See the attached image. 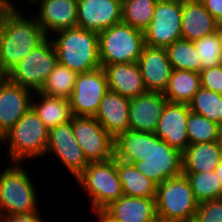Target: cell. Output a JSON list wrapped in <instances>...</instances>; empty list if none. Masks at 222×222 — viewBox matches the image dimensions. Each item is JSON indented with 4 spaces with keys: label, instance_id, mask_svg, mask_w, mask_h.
Instances as JSON below:
<instances>
[{
    "label": "cell",
    "instance_id": "12",
    "mask_svg": "<svg viewBox=\"0 0 222 222\" xmlns=\"http://www.w3.org/2000/svg\"><path fill=\"white\" fill-rule=\"evenodd\" d=\"M109 91L103 67L78 73L74 90L69 97L73 116L95 117L103 96Z\"/></svg>",
    "mask_w": 222,
    "mask_h": 222
},
{
    "label": "cell",
    "instance_id": "43",
    "mask_svg": "<svg viewBox=\"0 0 222 222\" xmlns=\"http://www.w3.org/2000/svg\"><path fill=\"white\" fill-rule=\"evenodd\" d=\"M216 36L218 39V43L221 46L222 49V23H218L217 28H216Z\"/></svg>",
    "mask_w": 222,
    "mask_h": 222
},
{
    "label": "cell",
    "instance_id": "31",
    "mask_svg": "<svg viewBox=\"0 0 222 222\" xmlns=\"http://www.w3.org/2000/svg\"><path fill=\"white\" fill-rule=\"evenodd\" d=\"M56 157L57 161H60L61 167H64L70 172L69 174L76 179L84 169L89 165V162L85 158L83 150L79 144L67 145V146H47L46 157Z\"/></svg>",
    "mask_w": 222,
    "mask_h": 222
},
{
    "label": "cell",
    "instance_id": "29",
    "mask_svg": "<svg viewBox=\"0 0 222 222\" xmlns=\"http://www.w3.org/2000/svg\"><path fill=\"white\" fill-rule=\"evenodd\" d=\"M157 0H122V22L145 31L153 19Z\"/></svg>",
    "mask_w": 222,
    "mask_h": 222
},
{
    "label": "cell",
    "instance_id": "3",
    "mask_svg": "<svg viewBox=\"0 0 222 222\" xmlns=\"http://www.w3.org/2000/svg\"><path fill=\"white\" fill-rule=\"evenodd\" d=\"M24 166L23 163H10L2 169L0 167L1 220L8 216L41 211L38 191Z\"/></svg>",
    "mask_w": 222,
    "mask_h": 222
},
{
    "label": "cell",
    "instance_id": "42",
    "mask_svg": "<svg viewBox=\"0 0 222 222\" xmlns=\"http://www.w3.org/2000/svg\"><path fill=\"white\" fill-rule=\"evenodd\" d=\"M15 2L12 0H0V16L4 14Z\"/></svg>",
    "mask_w": 222,
    "mask_h": 222
},
{
    "label": "cell",
    "instance_id": "46",
    "mask_svg": "<svg viewBox=\"0 0 222 222\" xmlns=\"http://www.w3.org/2000/svg\"><path fill=\"white\" fill-rule=\"evenodd\" d=\"M220 143H221V146H222V131H221V136H220Z\"/></svg>",
    "mask_w": 222,
    "mask_h": 222
},
{
    "label": "cell",
    "instance_id": "38",
    "mask_svg": "<svg viewBox=\"0 0 222 222\" xmlns=\"http://www.w3.org/2000/svg\"><path fill=\"white\" fill-rule=\"evenodd\" d=\"M201 87L222 95V64L199 72Z\"/></svg>",
    "mask_w": 222,
    "mask_h": 222
},
{
    "label": "cell",
    "instance_id": "23",
    "mask_svg": "<svg viewBox=\"0 0 222 222\" xmlns=\"http://www.w3.org/2000/svg\"><path fill=\"white\" fill-rule=\"evenodd\" d=\"M221 159L220 141L188 145L183 152V173L215 171Z\"/></svg>",
    "mask_w": 222,
    "mask_h": 222
},
{
    "label": "cell",
    "instance_id": "19",
    "mask_svg": "<svg viewBox=\"0 0 222 222\" xmlns=\"http://www.w3.org/2000/svg\"><path fill=\"white\" fill-rule=\"evenodd\" d=\"M129 106L130 99L110 90L100 102L95 118L114 139L129 130Z\"/></svg>",
    "mask_w": 222,
    "mask_h": 222
},
{
    "label": "cell",
    "instance_id": "25",
    "mask_svg": "<svg viewBox=\"0 0 222 222\" xmlns=\"http://www.w3.org/2000/svg\"><path fill=\"white\" fill-rule=\"evenodd\" d=\"M117 172L123 195L156 199L157 185L137 170L132 163L117 159Z\"/></svg>",
    "mask_w": 222,
    "mask_h": 222
},
{
    "label": "cell",
    "instance_id": "22",
    "mask_svg": "<svg viewBox=\"0 0 222 222\" xmlns=\"http://www.w3.org/2000/svg\"><path fill=\"white\" fill-rule=\"evenodd\" d=\"M217 25L200 0H182V39L193 42L215 33Z\"/></svg>",
    "mask_w": 222,
    "mask_h": 222
},
{
    "label": "cell",
    "instance_id": "44",
    "mask_svg": "<svg viewBox=\"0 0 222 222\" xmlns=\"http://www.w3.org/2000/svg\"><path fill=\"white\" fill-rule=\"evenodd\" d=\"M215 172L217 173L218 178L222 184V159L219 162L218 166L216 167Z\"/></svg>",
    "mask_w": 222,
    "mask_h": 222
},
{
    "label": "cell",
    "instance_id": "41",
    "mask_svg": "<svg viewBox=\"0 0 222 222\" xmlns=\"http://www.w3.org/2000/svg\"><path fill=\"white\" fill-rule=\"evenodd\" d=\"M92 213L95 214V217H97V222H115L113 221L107 214H105L103 211H92Z\"/></svg>",
    "mask_w": 222,
    "mask_h": 222
},
{
    "label": "cell",
    "instance_id": "14",
    "mask_svg": "<svg viewBox=\"0 0 222 222\" xmlns=\"http://www.w3.org/2000/svg\"><path fill=\"white\" fill-rule=\"evenodd\" d=\"M122 22V0H77V27L100 33Z\"/></svg>",
    "mask_w": 222,
    "mask_h": 222
},
{
    "label": "cell",
    "instance_id": "28",
    "mask_svg": "<svg viewBox=\"0 0 222 222\" xmlns=\"http://www.w3.org/2000/svg\"><path fill=\"white\" fill-rule=\"evenodd\" d=\"M165 49L173 69L201 71L200 56L192 41L180 39Z\"/></svg>",
    "mask_w": 222,
    "mask_h": 222
},
{
    "label": "cell",
    "instance_id": "16",
    "mask_svg": "<svg viewBox=\"0 0 222 222\" xmlns=\"http://www.w3.org/2000/svg\"><path fill=\"white\" fill-rule=\"evenodd\" d=\"M190 113L189 104L166 102L155 135L169 146L182 153L189 145L187 119Z\"/></svg>",
    "mask_w": 222,
    "mask_h": 222
},
{
    "label": "cell",
    "instance_id": "24",
    "mask_svg": "<svg viewBox=\"0 0 222 222\" xmlns=\"http://www.w3.org/2000/svg\"><path fill=\"white\" fill-rule=\"evenodd\" d=\"M31 108L48 129L71 121L73 115L69 99L45 96L34 92Z\"/></svg>",
    "mask_w": 222,
    "mask_h": 222
},
{
    "label": "cell",
    "instance_id": "7",
    "mask_svg": "<svg viewBox=\"0 0 222 222\" xmlns=\"http://www.w3.org/2000/svg\"><path fill=\"white\" fill-rule=\"evenodd\" d=\"M198 204L185 175L169 178L157 186L156 212L159 222H192Z\"/></svg>",
    "mask_w": 222,
    "mask_h": 222
},
{
    "label": "cell",
    "instance_id": "32",
    "mask_svg": "<svg viewBox=\"0 0 222 222\" xmlns=\"http://www.w3.org/2000/svg\"><path fill=\"white\" fill-rule=\"evenodd\" d=\"M222 127L205 116L190 111L187 119L189 145L220 141Z\"/></svg>",
    "mask_w": 222,
    "mask_h": 222
},
{
    "label": "cell",
    "instance_id": "9",
    "mask_svg": "<svg viewBox=\"0 0 222 222\" xmlns=\"http://www.w3.org/2000/svg\"><path fill=\"white\" fill-rule=\"evenodd\" d=\"M57 63V53L53 41L47 37L5 76L15 84L33 92H39Z\"/></svg>",
    "mask_w": 222,
    "mask_h": 222
},
{
    "label": "cell",
    "instance_id": "15",
    "mask_svg": "<svg viewBox=\"0 0 222 222\" xmlns=\"http://www.w3.org/2000/svg\"><path fill=\"white\" fill-rule=\"evenodd\" d=\"M34 92L11 82L6 76L0 79V135L3 137L31 108Z\"/></svg>",
    "mask_w": 222,
    "mask_h": 222
},
{
    "label": "cell",
    "instance_id": "10",
    "mask_svg": "<svg viewBox=\"0 0 222 222\" xmlns=\"http://www.w3.org/2000/svg\"><path fill=\"white\" fill-rule=\"evenodd\" d=\"M182 0H157L153 19L144 31L145 45L166 48L182 39Z\"/></svg>",
    "mask_w": 222,
    "mask_h": 222
},
{
    "label": "cell",
    "instance_id": "4",
    "mask_svg": "<svg viewBox=\"0 0 222 222\" xmlns=\"http://www.w3.org/2000/svg\"><path fill=\"white\" fill-rule=\"evenodd\" d=\"M48 134L49 129L30 108L2 137V143L7 148L4 150L7 152L8 163L27 164L26 161L45 158Z\"/></svg>",
    "mask_w": 222,
    "mask_h": 222
},
{
    "label": "cell",
    "instance_id": "11",
    "mask_svg": "<svg viewBox=\"0 0 222 222\" xmlns=\"http://www.w3.org/2000/svg\"><path fill=\"white\" fill-rule=\"evenodd\" d=\"M72 129L88 162H103L115 157V139L95 117L73 116Z\"/></svg>",
    "mask_w": 222,
    "mask_h": 222
},
{
    "label": "cell",
    "instance_id": "47",
    "mask_svg": "<svg viewBox=\"0 0 222 222\" xmlns=\"http://www.w3.org/2000/svg\"><path fill=\"white\" fill-rule=\"evenodd\" d=\"M4 75L0 72V79L3 77Z\"/></svg>",
    "mask_w": 222,
    "mask_h": 222
},
{
    "label": "cell",
    "instance_id": "2",
    "mask_svg": "<svg viewBox=\"0 0 222 222\" xmlns=\"http://www.w3.org/2000/svg\"><path fill=\"white\" fill-rule=\"evenodd\" d=\"M50 38L58 62L77 73L90 72L101 66L98 33L74 27L54 33Z\"/></svg>",
    "mask_w": 222,
    "mask_h": 222
},
{
    "label": "cell",
    "instance_id": "1",
    "mask_svg": "<svg viewBox=\"0 0 222 222\" xmlns=\"http://www.w3.org/2000/svg\"><path fill=\"white\" fill-rule=\"evenodd\" d=\"M21 8L15 1L0 16V72L4 76L47 38L34 14H25Z\"/></svg>",
    "mask_w": 222,
    "mask_h": 222
},
{
    "label": "cell",
    "instance_id": "36",
    "mask_svg": "<svg viewBox=\"0 0 222 222\" xmlns=\"http://www.w3.org/2000/svg\"><path fill=\"white\" fill-rule=\"evenodd\" d=\"M192 222H222V198L199 203Z\"/></svg>",
    "mask_w": 222,
    "mask_h": 222
},
{
    "label": "cell",
    "instance_id": "33",
    "mask_svg": "<svg viewBox=\"0 0 222 222\" xmlns=\"http://www.w3.org/2000/svg\"><path fill=\"white\" fill-rule=\"evenodd\" d=\"M145 148V132L128 130L115 139V157L127 163L141 161Z\"/></svg>",
    "mask_w": 222,
    "mask_h": 222
},
{
    "label": "cell",
    "instance_id": "17",
    "mask_svg": "<svg viewBox=\"0 0 222 222\" xmlns=\"http://www.w3.org/2000/svg\"><path fill=\"white\" fill-rule=\"evenodd\" d=\"M137 63L147 92L163 93L173 71L166 49L145 45Z\"/></svg>",
    "mask_w": 222,
    "mask_h": 222
},
{
    "label": "cell",
    "instance_id": "45",
    "mask_svg": "<svg viewBox=\"0 0 222 222\" xmlns=\"http://www.w3.org/2000/svg\"><path fill=\"white\" fill-rule=\"evenodd\" d=\"M3 143H2V137H1V135H0V149H2L3 148V145H2Z\"/></svg>",
    "mask_w": 222,
    "mask_h": 222
},
{
    "label": "cell",
    "instance_id": "34",
    "mask_svg": "<svg viewBox=\"0 0 222 222\" xmlns=\"http://www.w3.org/2000/svg\"><path fill=\"white\" fill-rule=\"evenodd\" d=\"M190 111L205 116L222 127V95L200 88L189 103Z\"/></svg>",
    "mask_w": 222,
    "mask_h": 222
},
{
    "label": "cell",
    "instance_id": "8",
    "mask_svg": "<svg viewBox=\"0 0 222 222\" xmlns=\"http://www.w3.org/2000/svg\"><path fill=\"white\" fill-rule=\"evenodd\" d=\"M132 164L157 186L169 178L183 175V153L155 133L145 132L144 154L140 162Z\"/></svg>",
    "mask_w": 222,
    "mask_h": 222
},
{
    "label": "cell",
    "instance_id": "21",
    "mask_svg": "<svg viewBox=\"0 0 222 222\" xmlns=\"http://www.w3.org/2000/svg\"><path fill=\"white\" fill-rule=\"evenodd\" d=\"M108 88L128 99L147 92L138 63H114L104 68Z\"/></svg>",
    "mask_w": 222,
    "mask_h": 222
},
{
    "label": "cell",
    "instance_id": "39",
    "mask_svg": "<svg viewBox=\"0 0 222 222\" xmlns=\"http://www.w3.org/2000/svg\"><path fill=\"white\" fill-rule=\"evenodd\" d=\"M5 222H46L41 212H30L8 216L3 219Z\"/></svg>",
    "mask_w": 222,
    "mask_h": 222
},
{
    "label": "cell",
    "instance_id": "18",
    "mask_svg": "<svg viewBox=\"0 0 222 222\" xmlns=\"http://www.w3.org/2000/svg\"><path fill=\"white\" fill-rule=\"evenodd\" d=\"M167 99L163 93L146 92L130 99L129 130L154 133Z\"/></svg>",
    "mask_w": 222,
    "mask_h": 222
},
{
    "label": "cell",
    "instance_id": "20",
    "mask_svg": "<svg viewBox=\"0 0 222 222\" xmlns=\"http://www.w3.org/2000/svg\"><path fill=\"white\" fill-rule=\"evenodd\" d=\"M103 212L115 222H159L156 199L123 195Z\"/></svg>",
    "mask_w": 222,
    "mask_h": 222
},
{
    "label": "cell",
    "instance_id": "27",
    "mask_svg": "<svg viewBox=\"0 0 222 222\" xmlns=\"http://www.w3.org/2000/svg\"><path fill=\"white\" fill-rule=\"evenodd\" d=\"M77 76V72L58 62L39 93L45 96L69 99L74 90Z\"/></svg>",
    "mask_w": 222,
    "mask_h": 222
},
{
    "label": "cell",
    "instance_id": "40",
    "mask_svg": "<svg viewBox=\"0 0 222 222\" xmlns=\"http://www.w3.org/2000/svg\"><path fill=\"white\" fill-rule=\"evenodd\" d=\"M205 9L215 18L218 23H222V0H200Z\"/></svg>",
    "mask_w": 222,
    "mask_h": 222
},
{
    "label": "cell",
    "instance_id": "6",
    "mask_svg": "<svg viewBox=\"0 0 222 222\" xmlns=\"http://www.w3.org/2000/svg\"><path fill=\"white\" fill-rule=\"evenodd\" d=\"M145 46L144 32L123 22L98 34L101 66L114 63H136Z\"/></svg>",
    "mask_w": 222,
    "mask_h": 222
},
{
    "label": "cell",
    "instance_id": "35",
    "mask_svg": "<svg viewBox=\"0 0 222 222\" xmlns=\"http://www.w3.org/2000/svg\"><path fill=\"white\" fill-rule=\"evenodd\" d=\"M193 44L200 56L201 70L222 64V49L216 32L193 41Z\"/></svg>",
    "mask_w": 222,
    "mask_h": 222
},
{
    "label": "cell",
    "instance_id": "30",
    "mask_svg": "<svg viewBox=\"0 0 222 222\" xmlns=\"http://www.w3.org/2000/svg\"><path fill=\"white\" fill-rule=\"evenodd\" d=\"M189 180L194 197L198 203L222 198V184L215 171L183 173Z\"/></svg>",
    "mask_w": 222,
    "mask_h": 222
},
{
    "label": "cell",
    "instance_id": "26",
    "mask_svg": "<svg viewBox=\"0 0 222 222\" xmlns=\"http://www.w3.org/2000/svg\"><path fill=\"white\" fill-rule=\"evenodd\" d=\"M200 88L198 72L173 69L163 95L168 102L189 104Z\"/></svg>",
    "mask_w": 222,
    "mask_h": 222
},
{
    "label": "cell",
    "instance_id": "37",
    "mask_svg": "<svg viewBox=\"0 0 222 222\" xmlns=\"http://www.w3.org/2000/svg\"><path fill=\"white\" fill-rule=\"evenodd\" d=\"M78 144L70 122L49 129L47 146H67Z\"/></svg>",
    "mask_w": 222,
    "mask_h": 222
},
{
    "label": "cell",
    "instance_id": "13",
    "mask_svg": "<svg viewBox=\"0 0 222 222\" xmlns=\"http://www.w3.org/2000/svg\"><path fill=\"white\" fill-rule=\"evenodd\" d=\"M24 4L29 11L38 8L33 14L47 37L77 27V0H26Z\"/></svg>",
    "mask_w": 222,
    "mask_h": 222
},
{
    "label": "cell",
    "instance_id": "5",
    "mask_svg": "<svg viewBox=\"0 0 222 222\" xmlns=\"http://www.w3.org/2000/svg\"><path fill=\"white\" fill-rule=\"evenodd\" d=\"M75 182L88 196L92 211H103L123 196L116 157L103 162H89Z\"/></svg>",
    "mask_w": 222,
    "mask_h": 222
}]
</instances>
